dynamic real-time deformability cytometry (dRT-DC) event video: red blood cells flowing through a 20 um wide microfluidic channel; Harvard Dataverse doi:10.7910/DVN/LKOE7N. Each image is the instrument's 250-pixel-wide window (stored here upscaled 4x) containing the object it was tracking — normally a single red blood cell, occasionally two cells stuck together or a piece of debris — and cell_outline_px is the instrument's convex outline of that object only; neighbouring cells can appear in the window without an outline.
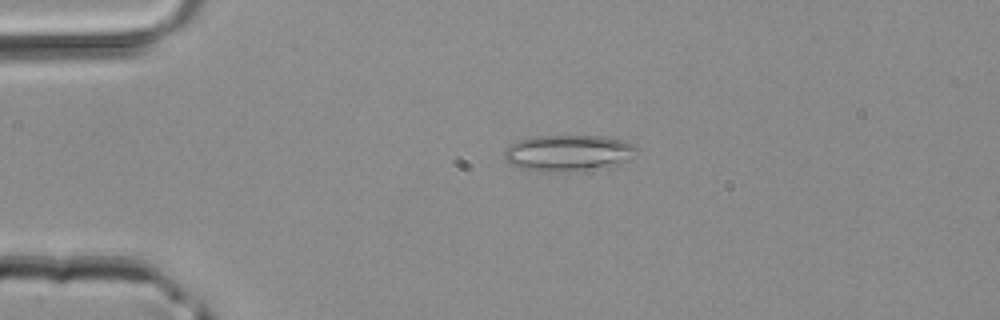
{"species": "common noctule bat (a hibernating species)", "species_latin": "Nyctalus noctula", "temperature_condition": "room temperature", "stored_images_in_passage": 4, "camera_frame_rate_fps": 3000, "um_per_image_px": 0.085, "animal": {"sex": "male", "body_mass_g": 20.4}, "frame": {"image": 1, "passage_image": 2, "time_ms": 0.333, "image_size_px": [1000, 320], "cell_outline_px": [[636, 152], [632, 160], [612, 168], [560, 172], [540, 172], [520, 168], [508, 164], [504, 156], [504, 148], [516, 140], [532, 136], [600, 136], [620, 140], [632, 144], [636, 148]], "centroid_in_image_um": [48.29, 13.03], "position_along_channel_um": 36.7, "area_um2": 28.78}}
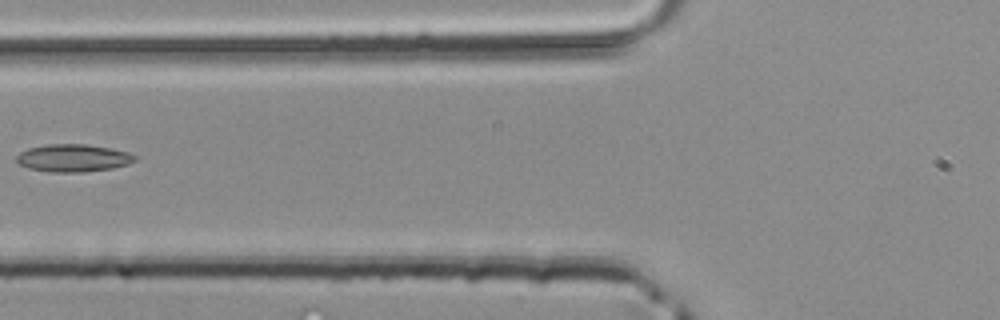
{"frame": {"image": 2, "passage_image": 4, "time_ms": 1.0, "image_size_px": [1000, 320], "cell_outline_px": [[136, 160], [128, 164], [112, 168], [84, 172], [48, 172], [28, 168], [20, 164], [16, 160], [16, 156], [20, 152], [28, 148], [48, 144], [88, 144], [128, 152], [136, 156]], "centroid_in_image_um": [6.2, 13.43], "position_along_channel_um": 119.6, "area_um2": 19.02}}